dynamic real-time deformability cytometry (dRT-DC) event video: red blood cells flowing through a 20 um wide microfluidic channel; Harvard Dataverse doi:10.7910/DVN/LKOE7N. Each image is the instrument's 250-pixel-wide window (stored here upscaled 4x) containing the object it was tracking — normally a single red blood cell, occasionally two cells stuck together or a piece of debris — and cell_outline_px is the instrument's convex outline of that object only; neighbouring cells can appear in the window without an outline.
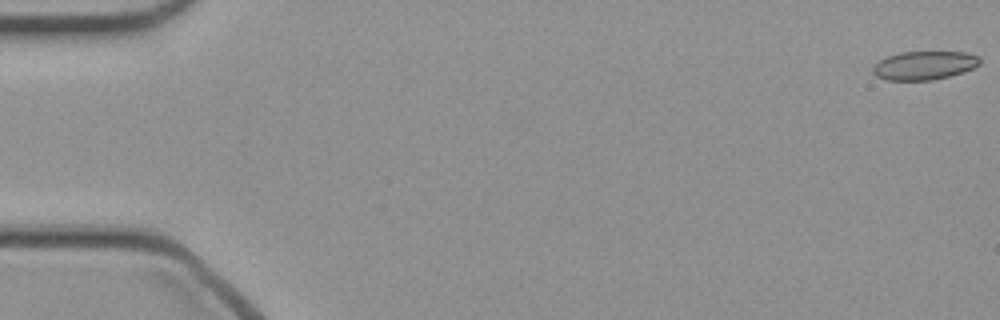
{"species": "common noctule bat (a hibernating species)", "species_latin": "Nyctalus noctula", "temperature_condition": "cold", "stored_images_in_passage": 14, "camera_frame_rate_fps": 3000, "um_per_image_px": 0.085, "animal": {"sex": "female", "body_mass_g": 21.9}, "frame": {"image": 1, "passage_image": 1, "time_ms": 0.0, "image_size_px": [1000, 320], "cell_outline_px": [[980, 64], [964, 72], [932, 80], [888, 80], [876, 76], [872, 72], [872, 68], [880, 60], [888, 56], [900, 52], [968, 52], [976, 56], [980, 60]], "centroid_in_image_um": [78.56, 5.56], "position_along_channel_um": 6.4, "area_um2": 17.69}}
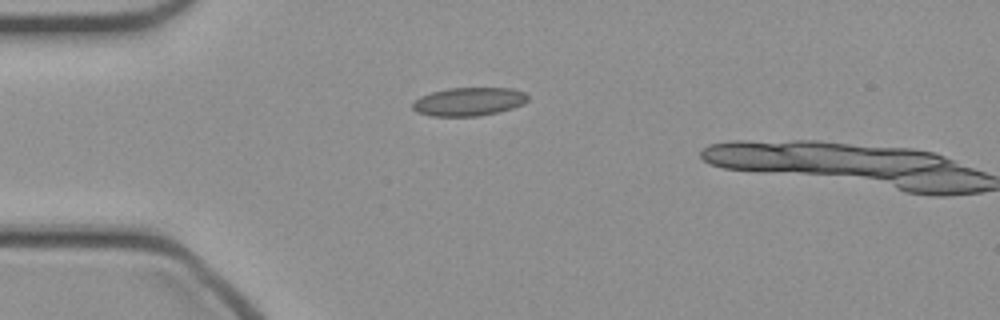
{"frame": {"image": 2, "passage_image": 13, "time_ms": 4.0, "image_size_px": [1000, 320], "cell_outline_px": [[528, 100], [524, 104], [500, 112], [480, 116], [432, 116], [416, 112], [412, 108], [412, 104], [420, 96], [432, 92], [448, 88], [512, 88], [524, 92], [528, 96]], "centroid_in_image_um": [39.86, 8.64], "position_along_channel_um": 45.1, "area_um2": 19.19}}